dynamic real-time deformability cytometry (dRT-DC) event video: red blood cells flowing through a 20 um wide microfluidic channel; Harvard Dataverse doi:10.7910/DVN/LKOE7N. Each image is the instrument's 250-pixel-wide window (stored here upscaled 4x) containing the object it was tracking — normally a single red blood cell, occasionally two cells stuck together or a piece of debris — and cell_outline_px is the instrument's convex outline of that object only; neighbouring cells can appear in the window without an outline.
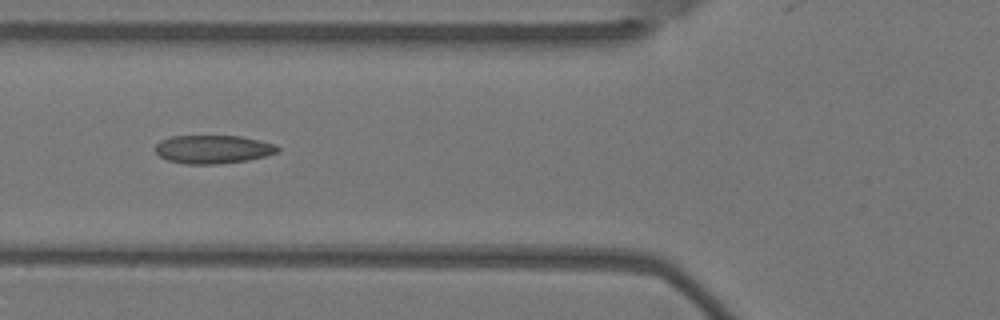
{"species": "Egyptian fruit bat (a non-hibernating species)", "species_latin": "Rousettus aegyptiacus", "temperature_condition": "warm", "stored_images_in_passage": 5, "camera_frame_rate_fps": 3000, "um_per_image_px": 0.085, "animal": {"sex": "female"}, "frame": {"image": 1, "passage_image": 3, "time_ms": 0.667, "image_size_px": [1000, 320], "cell_outline_px": [[280, 152], [248, 160], [216, 164], [184, 164], [168, 160], [160, 156], [156, 152], [156, 144], [160, 140], [172, 136], [240, 136], [260, 140], [276, 144], [280, 148]], "centroid_in_image_um": [18.13, 12.69], "position_along_channel_um": 107.7, "area_um2": 20.29}}
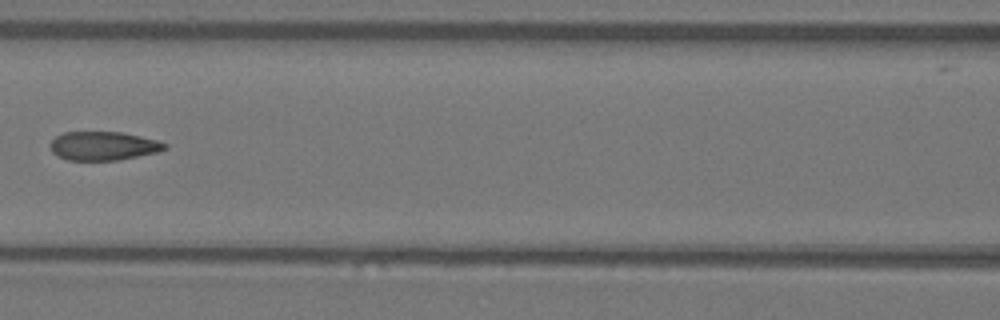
{"frame": {"image": 2, "passage_image": 4, "time_ms": 1.0, "image_size_px": [1000, 320], "cell_outline_px": [[168, 148], [156, 152], [116, 160], [68, 160], [56, 156], [52, 152], [48, 144], [56, 136], [64, 132], [124, 132], [156, 140], [168, 144]], "centroid_in_image_um": [8.74, 12.39], "position_along_channel_um": 157.9, "area_um2": 19.19}}
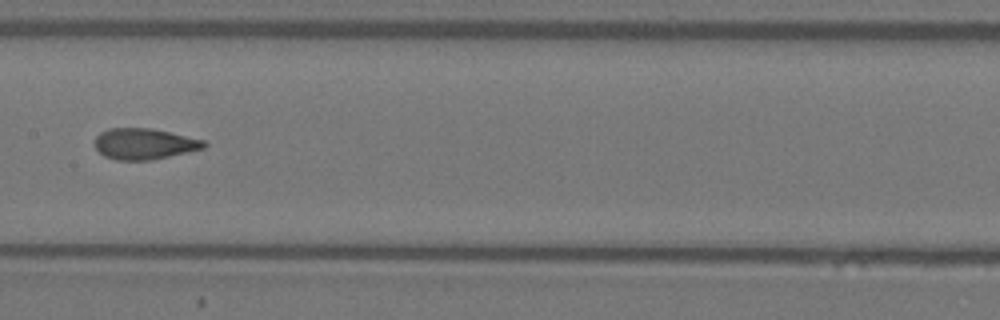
{"frame": {"image": 3, "passage_image": 5, "time_ms": 1.333, "image_size_px": [1000, 320], "cell_outline_px": [[208, 144], [204, 148], [188, 152], [152, 160], [116, 160], [104, 156], [96, 148], [96, 136], [100, 132], [108, 128], [148, 128], [168, 132], [204, 140]], "centroid_in_image_um": [12.26, 12.23], "position_along_channel_um": 195.1, "area_um2": 19.59}}